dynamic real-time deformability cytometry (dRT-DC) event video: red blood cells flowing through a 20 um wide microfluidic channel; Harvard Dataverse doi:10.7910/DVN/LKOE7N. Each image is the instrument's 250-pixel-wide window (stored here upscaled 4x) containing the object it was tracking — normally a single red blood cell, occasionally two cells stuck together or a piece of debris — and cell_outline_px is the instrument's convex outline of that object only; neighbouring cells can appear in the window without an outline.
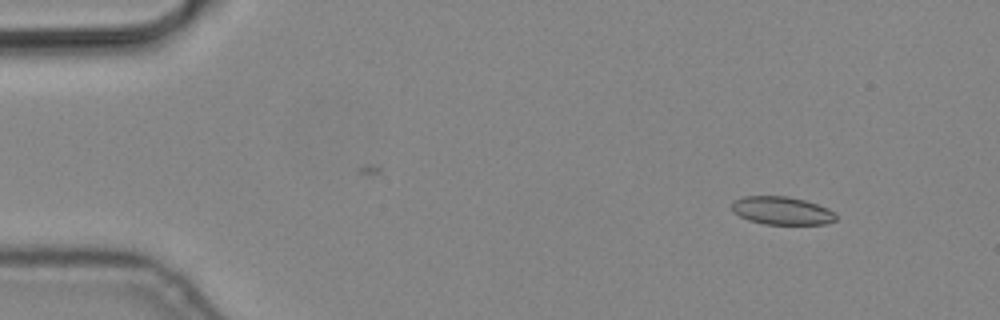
{"species": "common noctule bat (a hibernating species)", "species_latin": "Nyctalus noctula", "temperature_condition": "cold", "stored_images_in_passage": 4, "camera_frame_rate_fps": 3000, "um_per_image_px": 0.085, "animal": {"sex": "male", "body_mass_g": 19.2, "forearm_length_mm": 51.8}, "frame": {"image": 1, "passage_image": 1, "time_ms": 0.0, "image_size_px": [1000, 320], "cell_outline_px": [[836, 220], [824, 224], [764, 224], [748, 220], [732, 212], [732, 200], [744, 196], [788, 196], [804, 200], [828, 208], [836, 216]], "centroid_in_image_um": [66.41, 17.9], "position_along_channel_um": 18.6, "area_um2": 16.99}}